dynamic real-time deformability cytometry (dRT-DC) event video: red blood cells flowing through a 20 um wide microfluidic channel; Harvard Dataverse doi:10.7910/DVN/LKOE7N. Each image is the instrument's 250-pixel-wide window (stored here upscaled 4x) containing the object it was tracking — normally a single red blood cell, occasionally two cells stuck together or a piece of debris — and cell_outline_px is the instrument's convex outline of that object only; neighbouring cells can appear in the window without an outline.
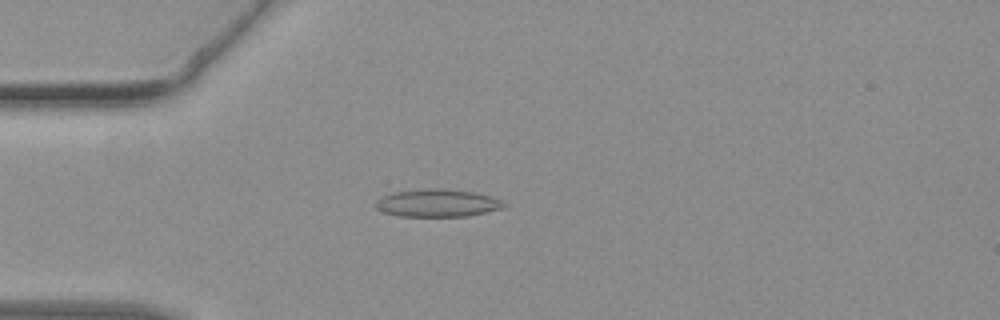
{"species": "common noctule bat (a hibernating species)", "species_latin": "Nyctalus noctula", "temperature_condition": "warm", "stored_images_in_passage": 37, "camera_frame_rate_fps": 3000, "um_per_image_px": 0.085, "animal": {"sex": "female", "body_mass_g": 19.3, "forearm_length_mm": 54.1}, "frame": {"image": 1, "passage_image": 11, "time_ms": 3.333, "image_size_px": [1000, 320], "cell_outline_px": [[508, 204], [504, 208], [468, 216], [400, 216], [384, 212], [376, 208], [376, 200], [392, 192], [424, 188], [440, 188], [476, 192], [500, 200]], "centroid_in_image_um": [37.19, 17.25], "position_along_channel_um": 47.8, "area_um2": 20.69}}
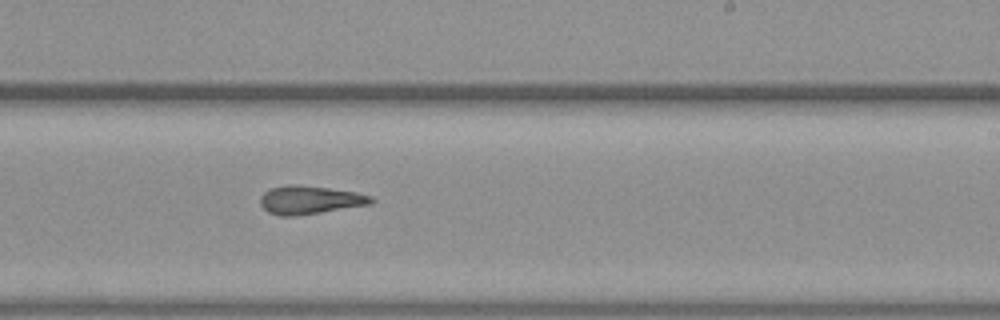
{"frame": {"image": 2, "passage_image": 26, "time_ms": 8.333, "image_size_px": [1000, 320], "cell_outline_px": [[376, 200], [372, 204], [296, 216], [280, 216], [268, 212], [260, 204], [260, 196], [264, 192], [272, 188], [288, 184], [296, 184], [328, 188], [356, 192], [372, 196]], "centroid_in_image_um": [26.35, 16.99], "position_along_channel_um": 262.7, "area_um2": 18.38}}
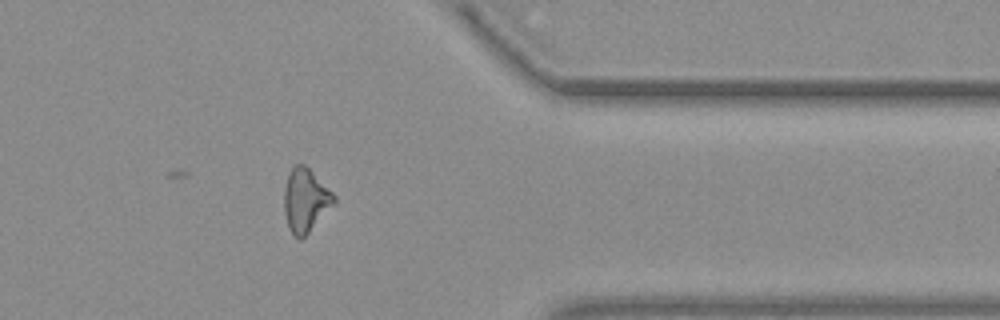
{"frame": {"image": 3, "passage_image": 35, "time_ms": 11.333, "image_size_px": [1000, 320], "cell_outline_px": [[336, 200], [308, 232], [300, 240], [288, 228], [284, 212], [284, 188], [288, 172], [296, 164], [304, 164], [336, 196]], "centroid_in_image_um": [25.92, 17.0], "position_along_channel_um": 385.5, "area_um2": 17.98}}